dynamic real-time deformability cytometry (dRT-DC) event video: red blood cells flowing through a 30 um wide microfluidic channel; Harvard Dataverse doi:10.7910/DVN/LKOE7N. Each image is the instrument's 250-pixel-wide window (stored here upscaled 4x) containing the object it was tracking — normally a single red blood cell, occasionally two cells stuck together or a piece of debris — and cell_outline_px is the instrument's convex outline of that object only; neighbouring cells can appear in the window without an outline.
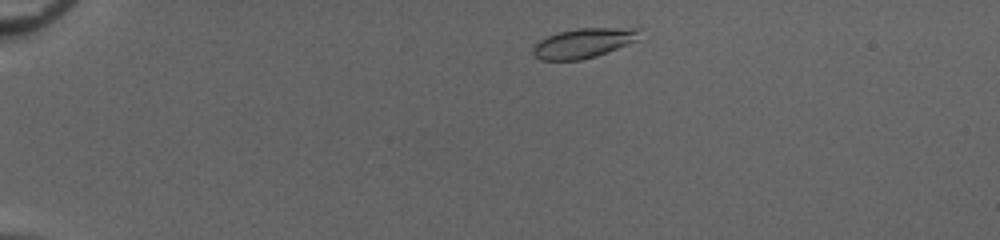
{"species": "common noctule bat (a hibernating species)", "species_latin": "Nyctalus noctula", "temperature_condition": "cold", "stored_images_in_passage": 44, "camera_frame_rate_fps": 3000, "um_per_image_px": 0.085, "animal": {"sex": "female", "body_mass_g": 20.0, "forearm_length_mm": 54.0}, "frame": {"image": 1, "passage_image": 3, "time_ms": 0.667, "image_size_px": [1000, 240], "cell_outline_px": [[644, 28], [636, 40], [628, 44], [596, 56], [580, 60], [540, 60], [532, 52], [532, 48], [540, 40], [556, 32], [580, 28]], "centroid_in_image_um": [49.61, 3.65], "position_along_channel_um": 35.4, "area_um2": 18.38}}
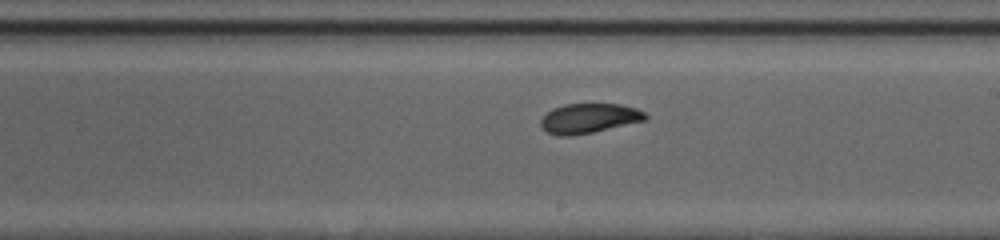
{"frame": {"image": 2, "passage_image": 24, "time_ms": 7.667, "image_size_px": [1000, 240], "cell_outline_px": [[648, 120], [592, 132], [568, 136], [556, 136], [548, 132], [540, 124], [540, 120], [552, 108], [564, 104], [620, 104], [636, 108], [644, 112], [648, 116]], "centroid_in_image_um": [50.08, 10.05], "position_along_channel_um": 238.9, "area_um2": 18.09}}
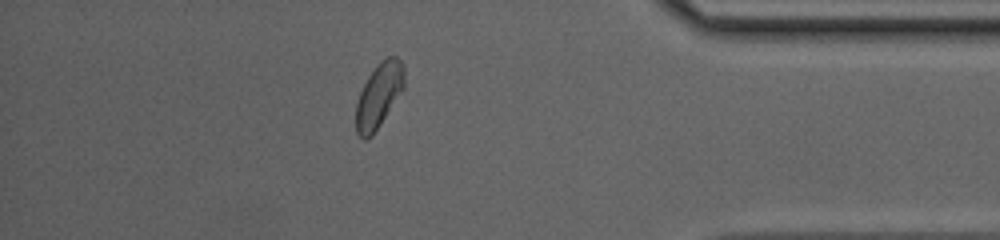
{"frame": {"image": 3, "passage_image": 38, "time_ms": 12.333, "image_size_px": [1000, 240], "cell_outline_px": [[404, 88], [372, 136], [364, 140], [356, 132], [356, 104], [360, 92], [368, 76], [376, 64], [380, 60], [388, 56], [396, 56], [404, 64]], "centroid_in_image_um": [32.21, 8.08], "position_along_channel_um": 403.0, "area_um2": 18.15}, "authors_computed_cell_mechanics": {"area_um2": 18.2648, "velocity_mm_per_s": 4.0339, "shape_relaxation_time_tau1_ms": 2.5381, "shape_relaxation_time_tau2_ms": 1.9351, "deformation_change_tau1": 0.1142, "deformation_change_tau2": 0.0595}}